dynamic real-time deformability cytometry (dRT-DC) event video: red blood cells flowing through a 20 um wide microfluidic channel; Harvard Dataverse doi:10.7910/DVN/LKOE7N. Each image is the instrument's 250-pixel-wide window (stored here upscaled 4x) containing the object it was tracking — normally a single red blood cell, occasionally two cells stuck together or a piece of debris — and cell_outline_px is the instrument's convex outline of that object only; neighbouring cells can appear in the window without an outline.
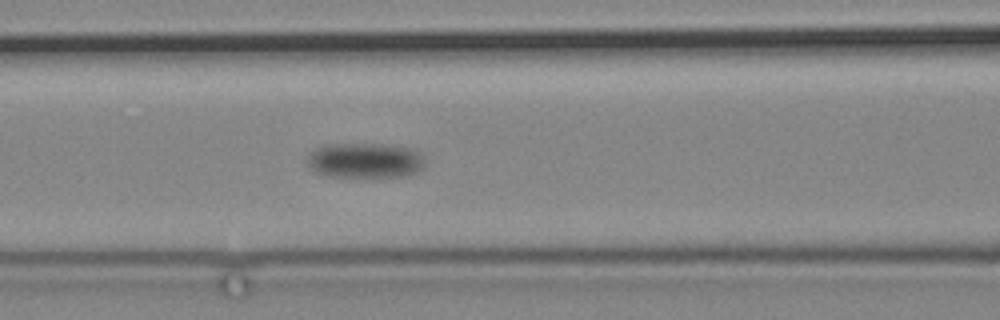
{"species": "common noctule bat (a hibernating species)", "species_latin": "Nyctalus noctula", "temperature_condition": "cold", "stored_images_in_passage": 5, "camera_frame_rate_fps": 3000, "um_per_image_px": 0.085, "animal": {"sex": "male", "body_mass_g": 19.2, "forearm_length_mm": 51.8}, "frame": {"image": 1, "passage_image": 5, "time_ms": 4.667, "image_size_px": [1000, 320], "cell_outline_px": [[424, 168], [408, 176], [328, 176], [316, 172], [308, 164], [308, 152], [316, 148], [328, 144], [384, 144], [416, 148], [424, 160]], "centroid_in_image_um": [31.06, 13.62], "position_along_channel_um": 135.5, "area_um2": 24.16}}